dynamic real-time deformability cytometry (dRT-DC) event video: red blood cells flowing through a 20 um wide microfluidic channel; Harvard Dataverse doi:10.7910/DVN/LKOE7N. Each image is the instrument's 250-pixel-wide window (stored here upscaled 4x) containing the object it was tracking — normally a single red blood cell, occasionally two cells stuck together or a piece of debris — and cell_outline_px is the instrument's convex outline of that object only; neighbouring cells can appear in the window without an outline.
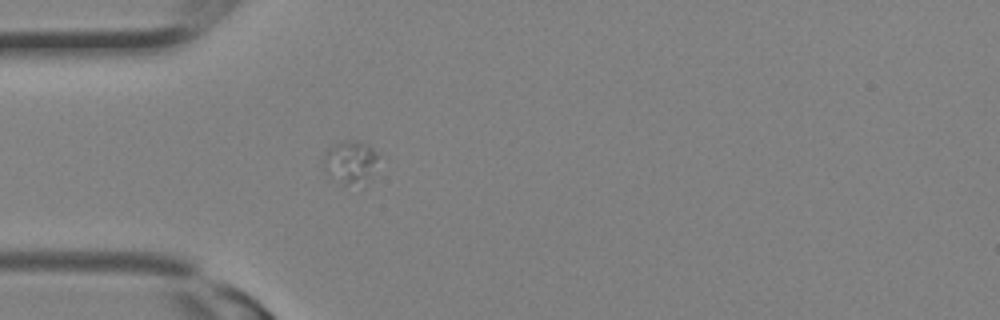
{"species": "Egyptian fruit bat (a non-hibernating species)", "species_latin": "Rousettus aegyptiacus", "temperature_condition": "room temperature", "stored_images_in_passage": 22, "camera_frame_rate_fps": 3000, "um_per_image_px": 0.085, "animal": {"sex": "female"}, "frame": {"image": 1, "passage_image": 1, "time_ms": 0.0, "image_size_px": [1000, 320], "cell_outline_px": [[380, 156], [368, 176], [344, 184], [328, 172], [324, 168], [324, 152], [332, 144], [344, 140], [352, 140], [368, 144]], "centroid_in_image_um": [29.74, 13.64], "position_along_channel_um": 55.3, "area_um2": 12.72}}
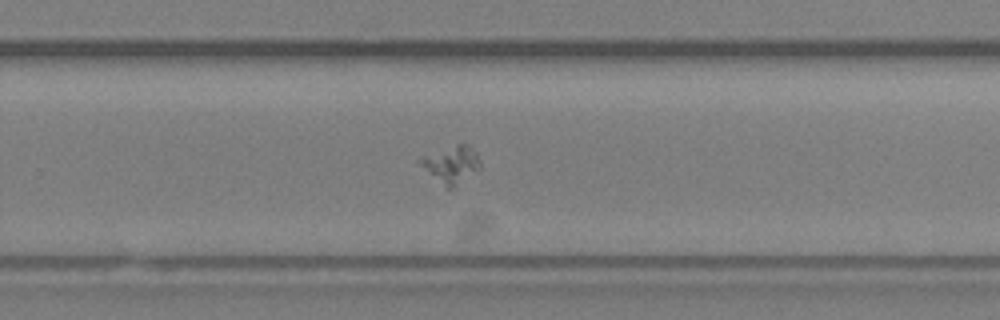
{"frame": {"image": 2, "passage_image": 12, "time_ms": 3.667, "image_size_px": [1000, 320], "cell_outline_px": [[480, 168], [452, 192], [420, 164], [416, 160], [424, 156], [456, 144], [468, 144], [476, 152], [480, 160]], "centroid_in_image_um": [38.42, 14.01], "position_along_channel_um": 291.4, "area_um2": 12.89}}
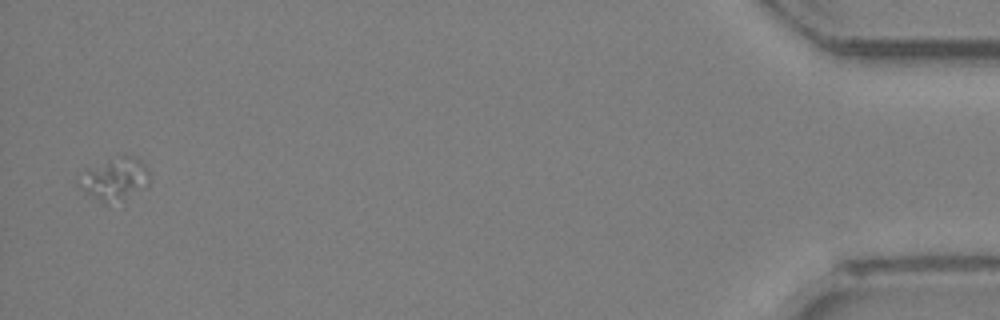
{"frame": {"image": 3, "passage_image": 22, "time_ms": 7.0, "image_size_px": [1000, 320], "cell_outline_px": [[152, 180], [148, 184], [104, 204], [84, 192], [76, 184], [76, 180], [88, 168], [108, 160], [120, 156], [132, 156], [140, 160], [148, 168]], "centroid_in_image_um": [9.71, 15.17], "position_along_channel_um": 425.5, "area_um2": 16.76}}